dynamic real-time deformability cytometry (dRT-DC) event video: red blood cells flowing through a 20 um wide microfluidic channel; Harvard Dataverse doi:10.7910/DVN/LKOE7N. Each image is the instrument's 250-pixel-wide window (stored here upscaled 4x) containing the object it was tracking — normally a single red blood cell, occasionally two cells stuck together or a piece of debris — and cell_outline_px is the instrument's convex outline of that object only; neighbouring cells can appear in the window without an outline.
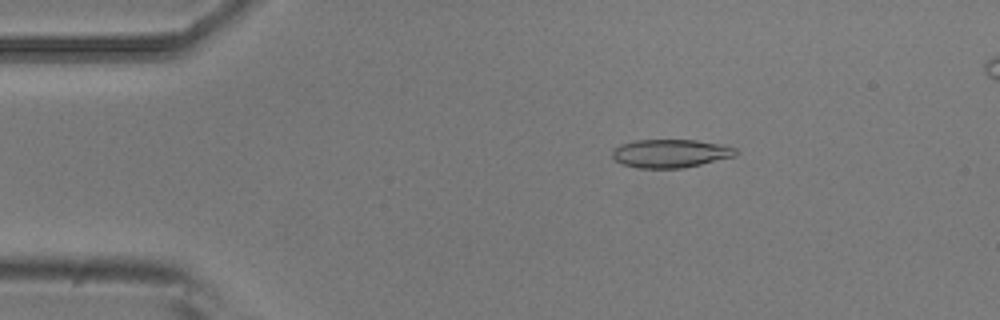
{"species": "common noctule bat (a hibernating species)", "species_latin": "Nyctalus noctula", "temperature_condition": "room temperature", "stored_images_in_passage": 30, "camera_frame_rate_fps": 3000, "um_per_image_px": 0.085, "animal": {"sex": "male", "body_mass_g": 20.5, "forearm_length_mm": 52.5}, "frame": {"image": 1, "passage_image": 9, "time_ms": 2.667, "image_size_px": [1000, 320], "cell_outline_px": [[736, 156], [684, 168], [636, 168], [620, 164], [612, 156], [612, 152], [620, 144], [636, 140], [696, 140], [720, 144], [736, 148]], "centroid_in_image_um": [56.98, 13.05], "position_along_channel_um": 28.0, "area_um2": 20.4}}
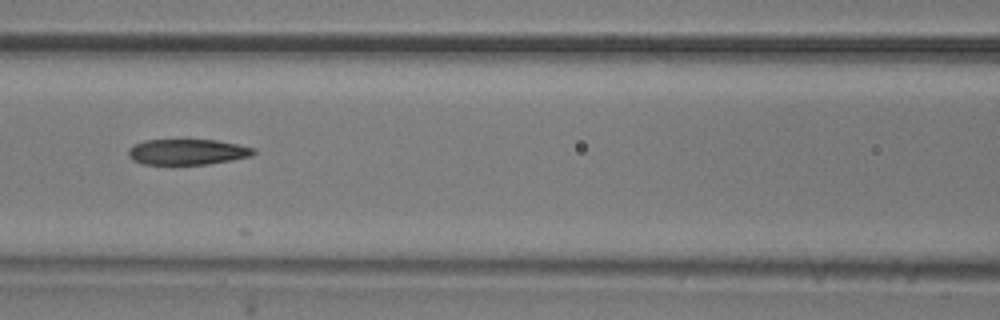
{"frame": {"image": 2, "passage_image": 23, "time_ms": 7.333, "image_size_px": [1000, 320], "cell_outline_px": [[256, 152], [252, 156], [232, 160], [208, 164], [144, 164], [132, 160], [128, 156], [128, 148], [144, 140], [216, 140], [256, 148]], "centroid_in_image_um": [15.94, 12.91], "position_along_channel_um": 150.7, "area_um2": 18.73}}
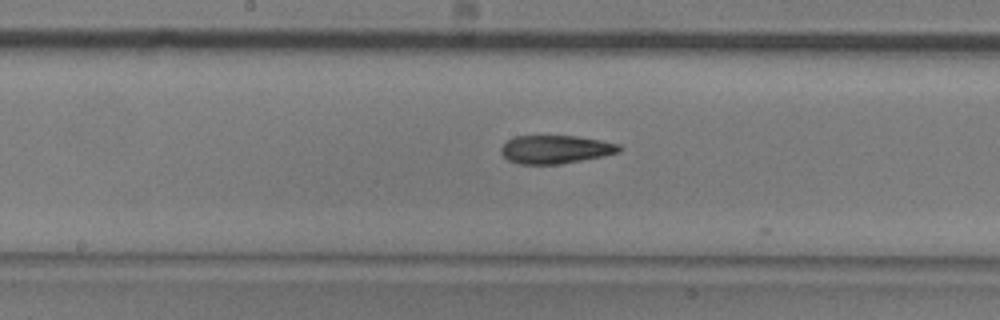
{"frame": {"image": 3, "passage_image": 27, "time_ms": 8.667, "image_size_px": [1000, 320], "cell_outline_px": [[624, 148], [620, 152], [604, 156], [560, 164], [520, 164], [508, 160], [500, 152], [500, 148], [508, 140], [516, 136], [576, 136], [600, 140], [620, 144]], "centroid_in_image_um": [47.25, 12.7], "position_along_channel_um": 200.9, "area_um2": 19.54}}